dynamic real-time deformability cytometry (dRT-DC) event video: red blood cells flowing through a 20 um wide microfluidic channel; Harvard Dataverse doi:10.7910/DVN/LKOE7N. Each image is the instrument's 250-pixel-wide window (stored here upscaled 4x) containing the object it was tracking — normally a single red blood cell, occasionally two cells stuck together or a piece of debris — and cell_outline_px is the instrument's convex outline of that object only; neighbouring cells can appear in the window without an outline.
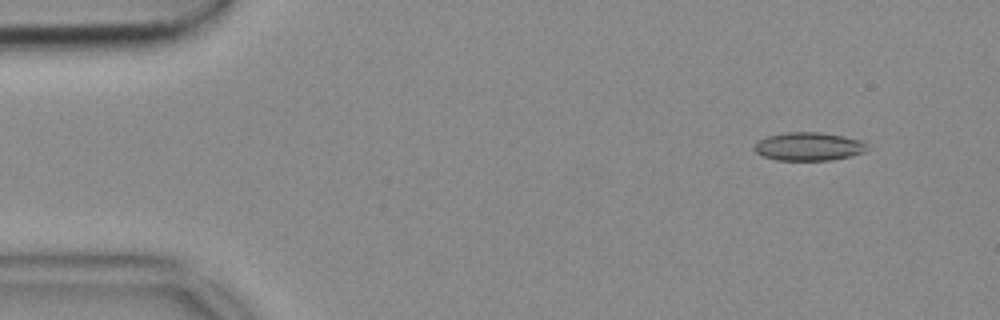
{"species": "common noctule bat (a hibernating species)", "species_latin": "Nyctalus noctula", "temperature_condition": "cold", "stored_images_in_passage": 13, "camera_frame_rate_fps": 3000, "um_per_image_px": 0.085, "animal": {"sex": "female", "body_mass_g": 18.4}, "frame": {"image": 1, "passage_image": 5, "time_ms": 1.333, "image_size_px": [1000, 320], "cell_outline_px": [[868, 148], [864, 152], [852, 156], [832, 160], [776, 160], [764, 156], [756, 152], [752, 148], [756, 140], [768, 136], [788, 132], [816, 132], [844, 136], [860, 140]], "centroid_in_image_um": [68.7, 12.45], "position_along_channel_um": 16.3, "area_um2": 18.61}}